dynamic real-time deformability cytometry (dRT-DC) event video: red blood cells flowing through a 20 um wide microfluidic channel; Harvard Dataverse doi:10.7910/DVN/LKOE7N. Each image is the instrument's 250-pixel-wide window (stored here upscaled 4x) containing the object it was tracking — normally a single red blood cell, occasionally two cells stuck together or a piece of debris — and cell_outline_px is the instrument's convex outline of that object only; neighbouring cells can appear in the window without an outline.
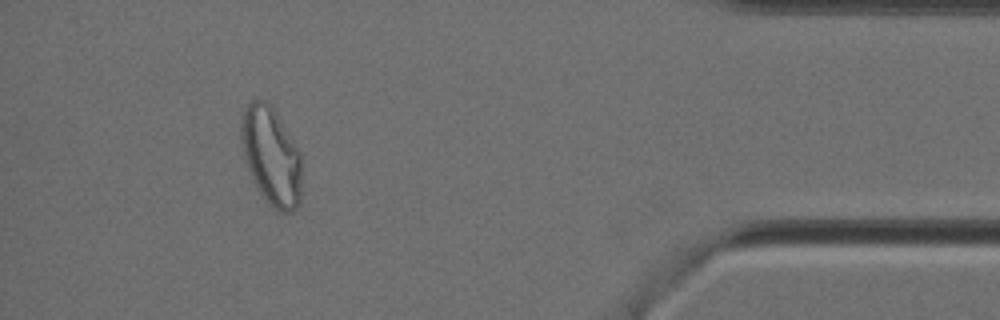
{"species": "Egyptian fruit bat (a non-hibernating species)", "species_latin": "Rousettus aegyptiacus", "temperature_condition": "cold", "stored_images_in_passage": 15, "camera_frame_rate_fps": 3000, "um_per_image_px": 0.085, "animal": {"sex": "female"}, "frame": {"image": 1, "passage_image": 15, "time_ms": 4.667, "image_size_px": [1000, 320], "cell_outline_px": [[300, 204], [292, 212], [280, 212], [272, 208], [268, 204], [252, 180], [244, 156], [240, 140], [240, 124], [244, 112], [248, 104], [252, 100], [264, 100], [276, 112], [300, 152]], "centroid_in_image_um": [23.04, 13.3], "position_along_channel_um": 412.2, "area_um2": 34.45}}